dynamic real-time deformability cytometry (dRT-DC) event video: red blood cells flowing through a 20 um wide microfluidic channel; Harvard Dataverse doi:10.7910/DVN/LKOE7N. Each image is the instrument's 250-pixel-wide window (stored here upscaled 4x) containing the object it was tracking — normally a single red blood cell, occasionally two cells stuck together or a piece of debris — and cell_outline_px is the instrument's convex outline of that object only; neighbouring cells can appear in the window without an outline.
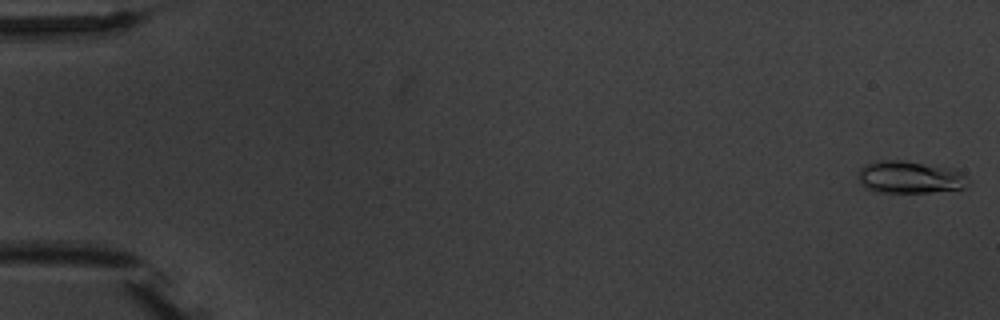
{"species": "common noctule bat (a hibernating species)", "species_latin": "Nyctalus noctula", "temperature_condition": "warm", "stored_images_in_passage": 5, "camera_frame_rate_fps": 3000, "um_per_image_px": 0.085, "animal": {"sex": "male", "body_mass_g": 20.1, "forearm_length_mm": 53.5}, "frame": {"image": 1, "passage_image": 1, "time_ms": 0.0, "image_size_px": [1000, 320], "cell_outline_px": [[968, 188], [928, 192], [876, 192], [864, 188], [860, 180], [860, 168], [864, 164], [880, 160], [900, 160], [956, 168], [964, 172], [968, 180]], "centroid_in_image_um": [77.39, 15.06], "position_along_channel_um": 7.6, "area_um2": 20.92}}